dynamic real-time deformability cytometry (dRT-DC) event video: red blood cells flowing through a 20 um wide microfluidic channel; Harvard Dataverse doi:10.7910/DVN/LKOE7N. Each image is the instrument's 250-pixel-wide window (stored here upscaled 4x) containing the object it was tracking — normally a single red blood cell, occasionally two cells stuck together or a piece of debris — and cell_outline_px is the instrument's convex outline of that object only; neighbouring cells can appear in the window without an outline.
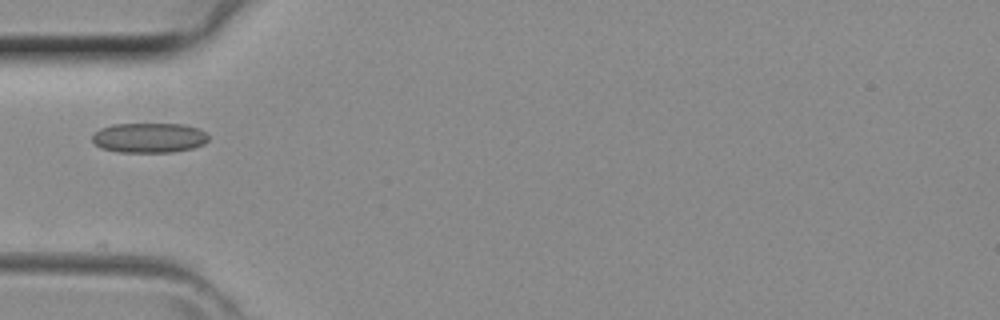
{"species": "common noctule bat (a hibernating species)", "species_latin": "Nyctalus noctula", "temperature_condition": "room temperature", "stored_images_in_passage": 25, "camera_frame_rate_fps": 3000, "um_per_image_px": 0.085, "animal": {"sex": "female", "body_mass_g": 29.2, "forearm_length_mm": 56.3}, "frame": {"image": 1, "passage_image": 1, "time_ms": 0.0, "image_size_px": [1000, 320], "cell_outline_px": [[208, 140], [204, 144], [192, 148], [172, 152], [120, 152], [100, 148], [92, 140], [92, 136], [100, 128], [112, 124], [184, 124], [200, 128], [208, 132]], "centroid_in_image_um": [12.71, 11.7], "position_along_channel_um": 72.3, "area_um2": 20.4}}
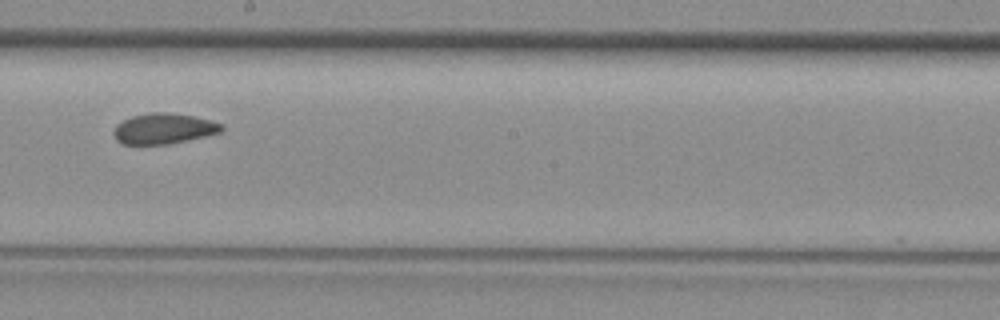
{"frame": {"image": 2, "passage_image": 11, "time_ms": 3.333, "image_size_px": [1000, 320], "cell_outline_px": [[224, 128], [220, 132], [188, 140], [168, 144], [124, 144], [116, 140], [112, 132], [116, 124], [132, 116], [152, 112], [168, 112], [192, 116], [212, 120], [224, 124]], "centroid_in_image_um": [13.91, 10.93], "position_along_channel_um": 234.3, "area_um2": 19.25}}
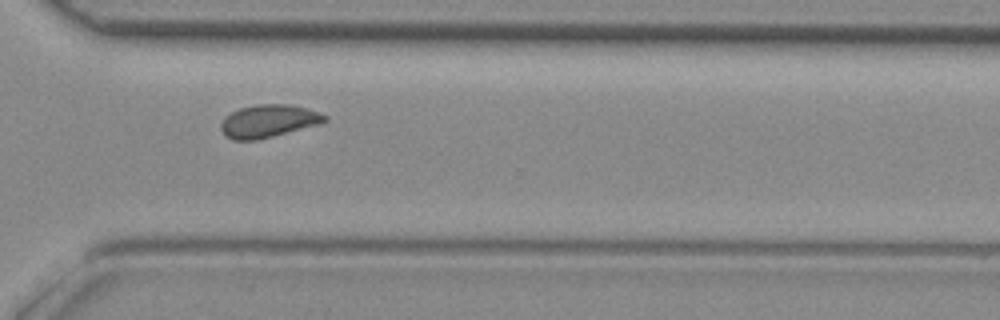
{"frame": {"image": 3, "passage_image": 18, "time_ms": 5.667, "image_size_px": [1000, 320], "cell_outline_px": [[328, 120], [324, 124], [256, 140], [232, 140], [224, 136], [220, 128], [220, 124], [232, 112], [240, 108], [256, 104], [288, 104], [308, 108], [328, 116]], "centroid_in_image_um": [22.87, 10.3], "position_along_channel_um": 347.7, "area_um2": 20.06}}